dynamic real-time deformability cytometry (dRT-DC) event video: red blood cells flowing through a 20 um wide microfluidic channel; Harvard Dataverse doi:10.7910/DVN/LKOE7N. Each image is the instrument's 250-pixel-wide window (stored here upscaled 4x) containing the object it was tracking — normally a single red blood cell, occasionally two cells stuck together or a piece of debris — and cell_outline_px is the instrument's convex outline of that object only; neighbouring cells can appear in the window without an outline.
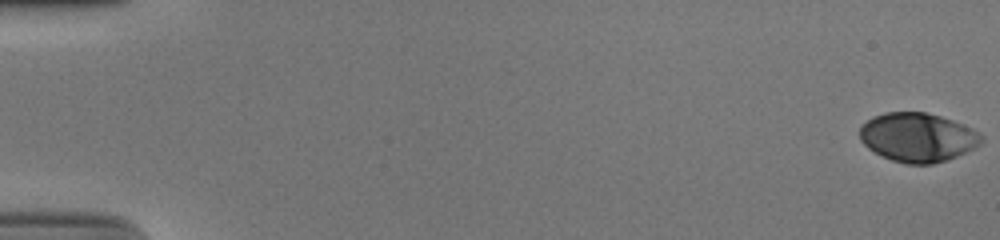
{"species": "human", "species_latin": "Homo sapiens", "temperature_condition": "cold", "stored_images_in_passage": 54, "camera_frame_rate_fps": 3000, "um_per_image_px": 0.085, "donor": {"sex": "male"}, "frame": {"image": 1, "passage_image": 1, "time_ms": 0.0, "image_size_px": [1000, 240], "cell_outline_px": [[984, 140], [980, 144], [948, 160], [932, 164], [904, 164], [892, 160], [868, 148], [860, 140], [860, 128], [872, 116], [884, 112], [924, 112], [940, 116], [952, 120], [972, 128], [980, 132], [984, 136]], "centroid_in_image_um": [78.02, 11.67], "position_along_channel_um": 7.0, "area_um2": 34.68}}
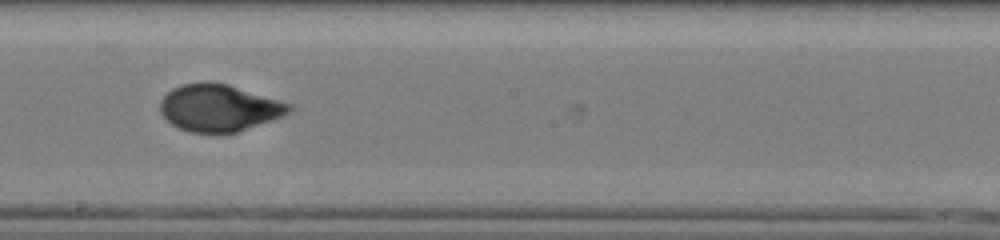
{"frame": {"image": 2, "passage_image": 32, "time_ms": 10.333, "image_size_px": [1000, 240], "cell_outline_px": [[296, 108], [292, 112], [284, 116], [236, 132], [192, 132], [180, 128], [172, 124], [160, 112], [160, 100], [172, 88], [184, 84], [228, 84], [292, 104]], "centroid_in_image_um": [18.67, 9.18], "position_along_channel_um": 229.5, "area_um2": 34.68}}
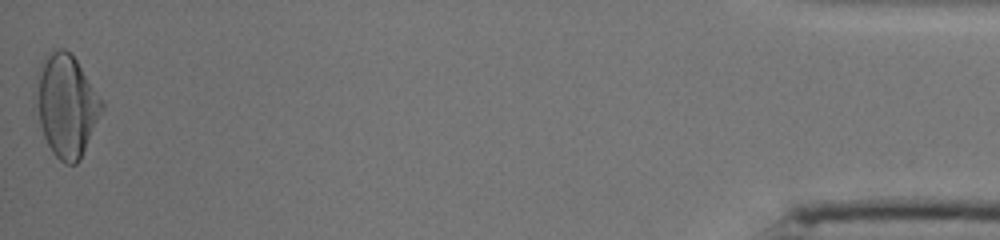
{"frame": {"image": 3, "passage_image": 54, "time_ms": 17.667, "image_size_px": [1000, 240], "cell_outline_px": [[104, 108], [80, 160], [76, 164], [64, 164], [52, 152], [44, 136], [32, 108], [32, 96], [36, 72], [44, 56], [48, 52], [56, 48], [64, 48], [76, 60], [104, 100]], "centroid_in_image_um": [5.58, 8.94], "position_along_channel_um": 429.6, "area_um2": 40.52}, "authors_computed_cell_mechanics": {"area_um2": 35.258, "velocity_mm_per_s": 3.9024, "shape_relaxation_time_tau1_ms": 5.7573, "shape_relaxation_time_tau2_ms": null, "deformation_change_tau1": 0.2, "deformation_change_tau2": null}}